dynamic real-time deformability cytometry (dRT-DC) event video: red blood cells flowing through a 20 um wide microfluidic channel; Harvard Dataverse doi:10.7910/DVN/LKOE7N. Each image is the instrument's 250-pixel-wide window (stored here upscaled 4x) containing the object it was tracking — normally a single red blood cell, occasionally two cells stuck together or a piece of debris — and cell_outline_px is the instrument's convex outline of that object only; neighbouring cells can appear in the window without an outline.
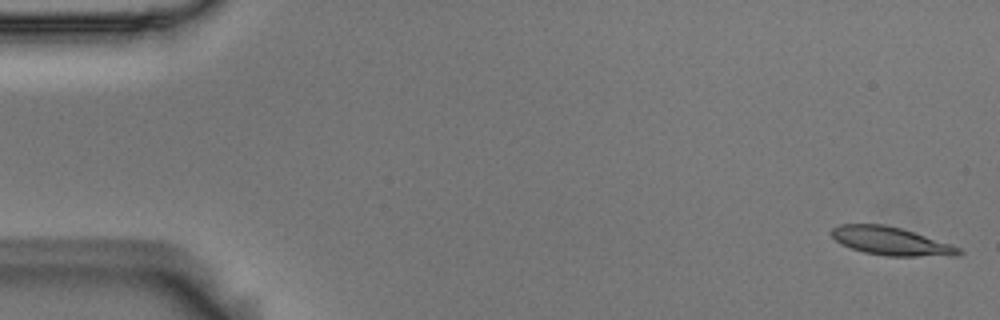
{"species": "Egyptian fruit bat (a non-hibernating species)", "species_latin": "Rousettus aegyptiacus", "temperature_condition": "room temperature", "stored_images_in_passage": 54, "camera_frame_rate_fps": 3000, "um_per_image_px": 0.085, "animal": {"sex": "male"}, "frame": {"image": 1, "passage_image": 1, "time_ms": 0.0, "image_size_px": [1000, 320], "cell_outline_px": [[964, 252], [960, 256], [884, 256], [864, 252], [840, 244], [832, 236], [832, 228], [840, 224], [884, 224], [900, 228], [952, 244], [960, 248]], "centroid_in_image_um": [75.77, 20.51], "position_along_channel_um": 9.2, "area_um2": 20.98}}
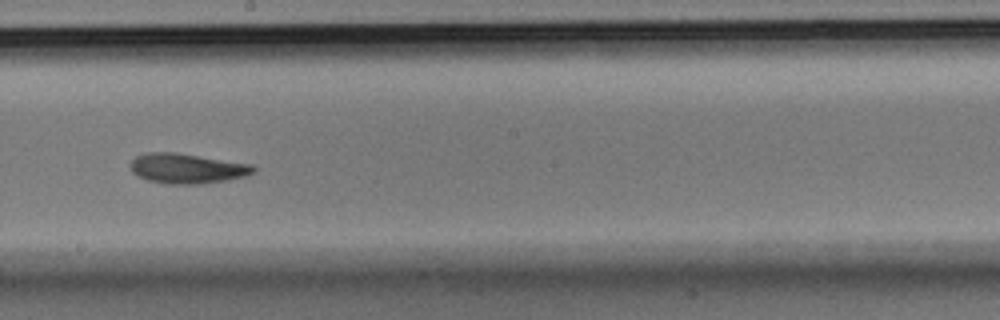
{"frame": {"image": 2, "passage_image": 30, "time_ms": 9.667, "image_size_px": [1000, 320], "cell_outline_px": [[256, 172], [244, 176], [228, 180], [204, 184], [164, 184], [148, 180], [132, 172], [128, 164], [136, 156], [148, 152], [176, 152], [252, 164], [256, 168]], "centroid_in_image_um": [15.9, 14.32], "position_along_channel_um": 232.3, "area_um2": 21.73}}
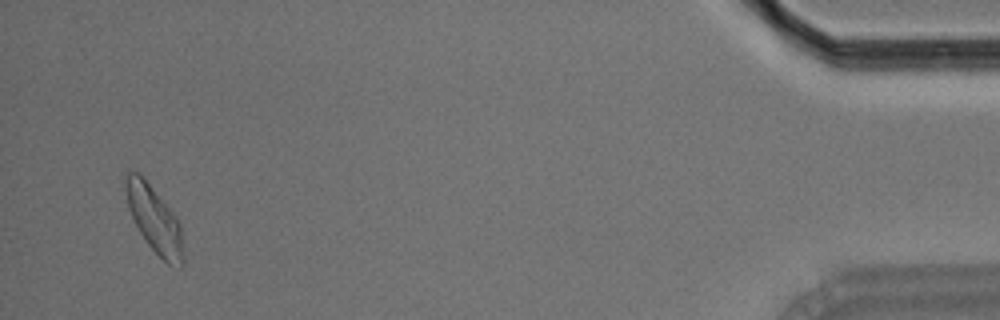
{"frame": {"image": 3, "passage_image": 52, "time_ms": 17.0, "image_size_px": [1000, 320], "cell_outline_px": [[184, 264], [180, 268], [168, 264], [148, 244], [140, 232], [128, 208], [124, 188], [124, 180], [128, 172], [140, 172], [172, 212], [180, 224], [184, 256]], "centroid_in_image_um": [13.12, 18.65], "position_along_channel_um": 422.1, "area_um2": 22.08}, "authors_computed_cell_mechanics": {"area_um2": 21.1837, "velocity_mm_per_s": 3.6868, "shape_relaxation_time_tau1_ms": 4.2147, "shape_relaxation_time_tau2_ms": 6.9103, "deformation_change_tau1": 0.1536, "deformation_change_tau2": 0.1326}}